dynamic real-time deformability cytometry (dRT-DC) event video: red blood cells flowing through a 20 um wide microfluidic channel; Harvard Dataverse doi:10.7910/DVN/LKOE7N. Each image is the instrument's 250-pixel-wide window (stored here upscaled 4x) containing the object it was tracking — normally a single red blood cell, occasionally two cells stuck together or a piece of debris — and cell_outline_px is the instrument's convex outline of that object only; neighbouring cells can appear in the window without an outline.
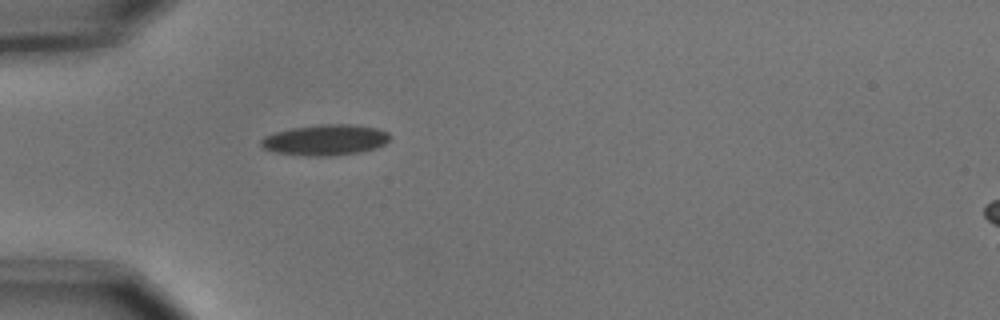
{"species": "common noctule bat (a hibernating species)", "species_latin": "Nyctalus noctula", "temperature_condition": "cold", "stored_images_in_passage": 1, "camera_frame_rate_fps": 3000, "um_per_image_px": 0.085, "animal": {"sex": "male", "body_mass_g": 15.6}, "frame": {"image": 1, "passage_image": 1, "time_ms": 0.0, "image_size_px": [1000, 320], "cell_outline_px": [[392, 136], [384, 144], [376, 148], [360, 152], [328, 156], [304, 156], [276, 152], [264, 148], [260, 144], [260, 140], [264, 136], [276, 132], [292, 128], [320, 124], [348, 124], [376, 128], [388, 132]], "centroid_in_image_um": [27.65, 11.9], "position_along_channel_um": 57.3, "area_um2": 23.06}}